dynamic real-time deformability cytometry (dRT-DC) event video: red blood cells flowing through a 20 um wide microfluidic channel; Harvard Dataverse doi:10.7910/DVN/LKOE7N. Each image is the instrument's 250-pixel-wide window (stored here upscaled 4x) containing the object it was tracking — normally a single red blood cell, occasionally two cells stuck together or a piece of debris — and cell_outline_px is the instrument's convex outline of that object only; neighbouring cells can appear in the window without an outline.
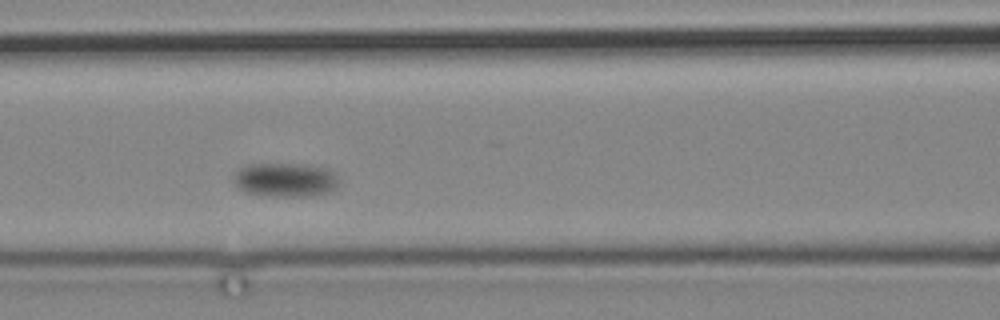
{"species": "common noctule bat (a hibernating species)", "species_latin": "Nyctalus noctula", "temperature_condition": "cold", "stored_images_in_passage": 6, "camera_frame_rate_fps": 3000, "um_per_image_px": 0.085, "animal": {"sex": "male", "body_mass_g": 19.2, "forearm_length_mm": 51.8}, "frame": {"image": 1, "passage_image": 5, "time_ms": 4.667, "image_size_px": [1000, 320], "cell_outline_px": [[336, 188], [332, 192], [308, 196], [264, 196], [244, 192], [236, 184], [236, 172], [240, 168], [248, 164], [308, 164], [328, 168], [336, 176]], "centroid_in_image_um": [24.28, 15.29], "position_along_channel_um": 142.3, "area_um2": 20.81}}
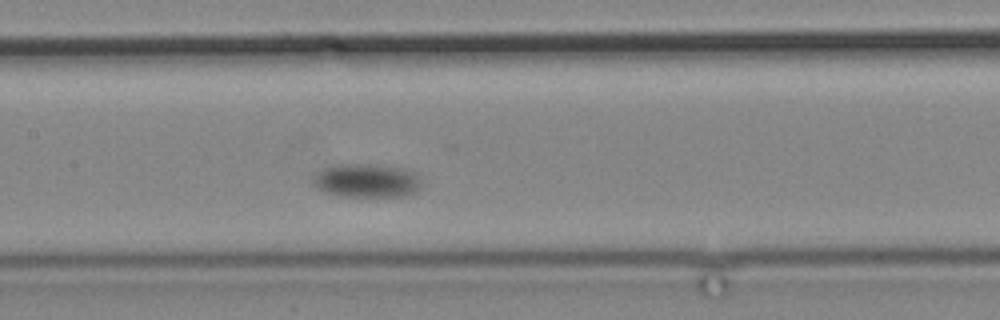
{"frame": {"image": 2, "passage_image": 6, "time_ms": 6.0, "image_size_px": [1000, 320], "cell_outline_px": [[420, 188], [416, 192], [408, 196], [340, 196], [320, 192], [312, 184], [312, 180], [320, 172], [336, 164], [368, 164], [404, 168], [416, 172], [420, 184]], "centroid_in_image_um": [31.17, 15.37], "position_along_channel_um": 176.2, "area_um2": 21.33}}